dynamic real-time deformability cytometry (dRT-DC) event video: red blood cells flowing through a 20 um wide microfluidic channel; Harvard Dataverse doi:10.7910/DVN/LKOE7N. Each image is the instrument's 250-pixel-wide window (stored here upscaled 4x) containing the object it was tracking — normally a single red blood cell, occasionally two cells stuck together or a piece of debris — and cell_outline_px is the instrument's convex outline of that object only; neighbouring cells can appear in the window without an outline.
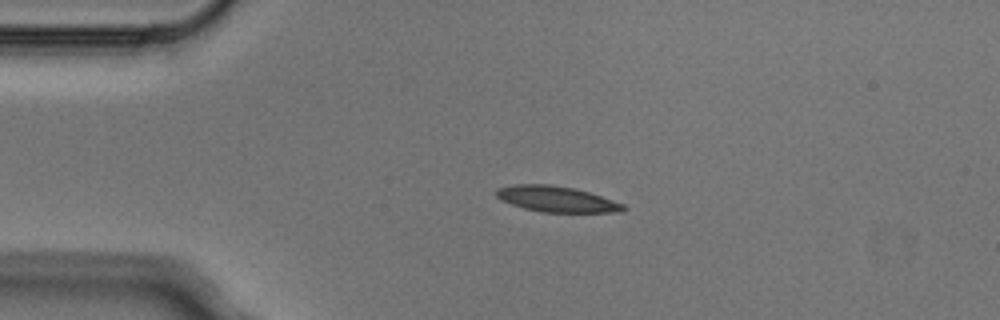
{"species": "Egyptian fruit bat (a non-hibernating species)", "species_latin": "Rousettus aegyptiacus", "temperature_condition": "cold", "stored_images_in_passage": 4, "camera_frame_rate_fps": 3000, "um_per_image_px": 0.085, "animal": {"sex": "male"}, "frame": {"image": 1, "passage_image": 3, "time_ms": 0.667, "image_size_px": [1000, 320], "cell_outline_px": [[628, 208], [624, 212], [540, 212], [524, 208], [500, 200], [496, 196], [496, 188], [516, 184], [548, 184], [576, 188], [624, 204]], "centroid_in_image_um": [47.31, 16.92], "position_along_channel_um": 37.7, "area_um2": 19.13}}